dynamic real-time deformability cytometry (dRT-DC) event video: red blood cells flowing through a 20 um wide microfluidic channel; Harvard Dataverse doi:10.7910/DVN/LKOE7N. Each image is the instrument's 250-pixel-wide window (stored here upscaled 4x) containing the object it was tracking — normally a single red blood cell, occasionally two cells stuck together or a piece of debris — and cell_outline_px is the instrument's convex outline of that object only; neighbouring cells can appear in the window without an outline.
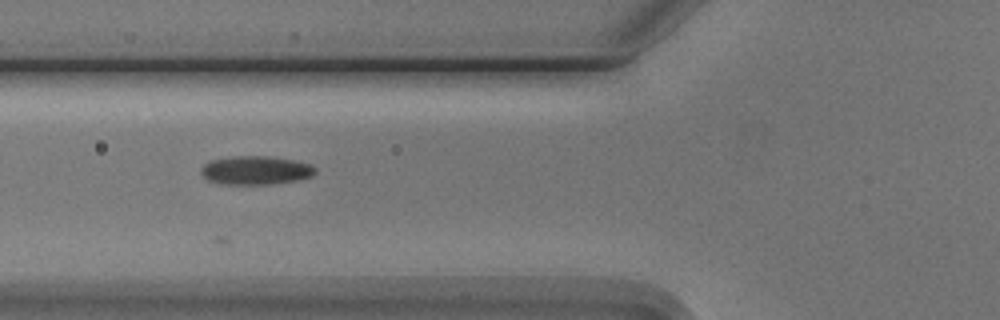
{"species": "Egyptian fruit bat (a non-hibernating species)", "species_latin": "Rousettus aegyptiacus", "temperature_condition": "cold", "stored_images_in_passage": 8, "camera_frame_rate_fps": 3000, "um_per_image_px": 0.085, "animal": {"sex": "male"}, "frame": {"image": 1, "passage_image": 5, "time_ms": 4.667, "image_size_px": [1000, 320], "cell_outline_px": [[316, 172], [312, 176], [296, 180], [272, 184], [220, 184], [208, 180], [200, 172], [200, 168], [204, 164], [212, 160], [236, 156], [268, 156], [292, 160], [312, 164], [316, 168]], "centroid_in_image_um": [21.74, 14.48], "position_along_channel_um": 104.1, "area_um2": 19.02}}
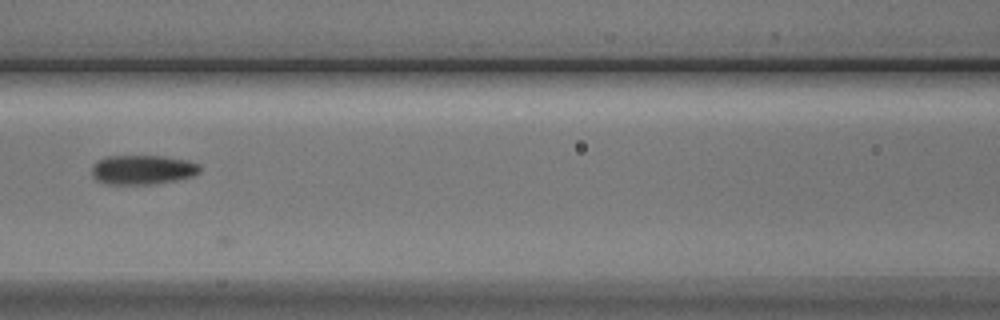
{"frame": {"image": 2, "passage_image": 6, "time_ms": 6.0, "image_size_px": [1000, 320], "cell_outline_px": [[200, 172], [192, 176], [176, 180], [152, 184], [108, 184], [96, 180], [92, 176], [92, 164], [96, 160], [108, 156], [164, 156], [188, 160], [200, 164]], "centroid_in_image_um": [12.11, 14.42], "position_along_channel_um": 154.5, "area_um2": 18.67}}
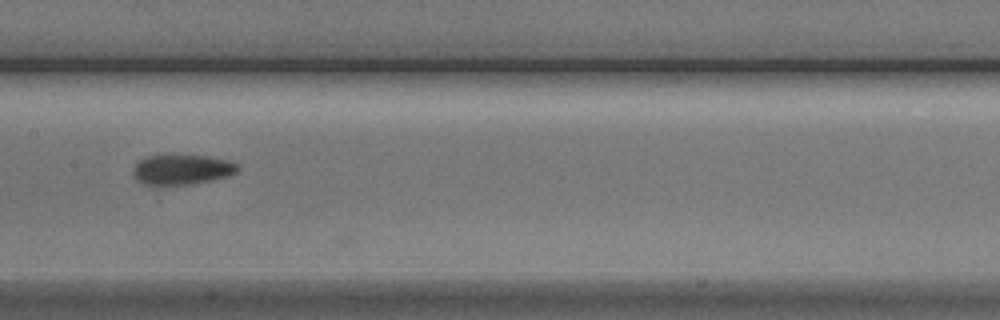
{"frame": {"image": 3, "passage_image": 7, "time_ms": 7.0, "image_size_px": [1000, 320], "cell_outline_px": [[240, 168], [236, 172], [228, 176], [188, 184], [144, 184], [136, 180], [132, 172], [132, 168], [144, 156], [208, 156], [228, 160], [236, 164]], "centroid_in_image_um": [15.44, 14.4], "position_along_channel_um": 192.0, "area_um2": 17.92}}